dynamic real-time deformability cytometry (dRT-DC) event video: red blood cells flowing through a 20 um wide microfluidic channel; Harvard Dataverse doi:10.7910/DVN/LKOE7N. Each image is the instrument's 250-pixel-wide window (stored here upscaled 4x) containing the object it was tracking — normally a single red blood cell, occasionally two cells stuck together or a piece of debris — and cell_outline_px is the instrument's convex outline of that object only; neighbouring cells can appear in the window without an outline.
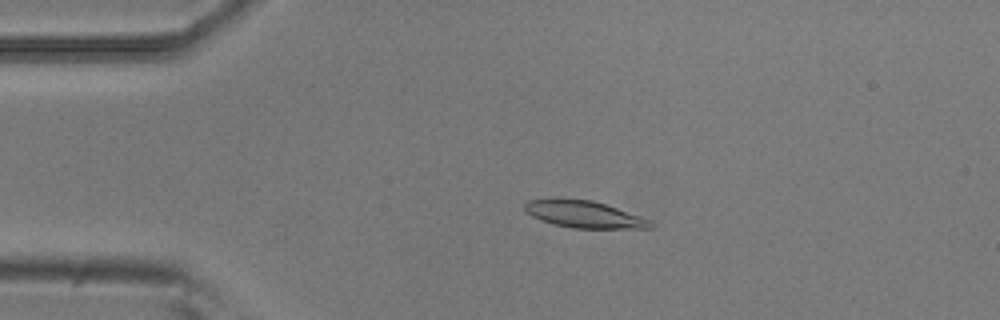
{"species": "common noctule bat (a hibernating species)", "species_latin": "Nyctalus noctula", "temperature_condition": "room temperature", "stored_images_in_passage": 54, "camera_frame_rate_fps": 3000, "um_per_image_px": 0.085, "animal": {"sex": "male", "body_mass_g": 20.5, "forearm_length_mm": 52.5}, "frame": {"image": 1, "passage_image": 11, "time_ms": 3.333, "image_size_px": [1000, 320], "cell_outline_px": [[656, 224], [652, 228], [572, 228], [540, 220], [532, 216], [524, 208], [524, 204], [528, 200], [552, 196], [592, 200], [652, 220]], "centroid_in_image_um": [49.61, 18.18], "position_along_channel_um": 35.4, "area_um2": 20.11}}
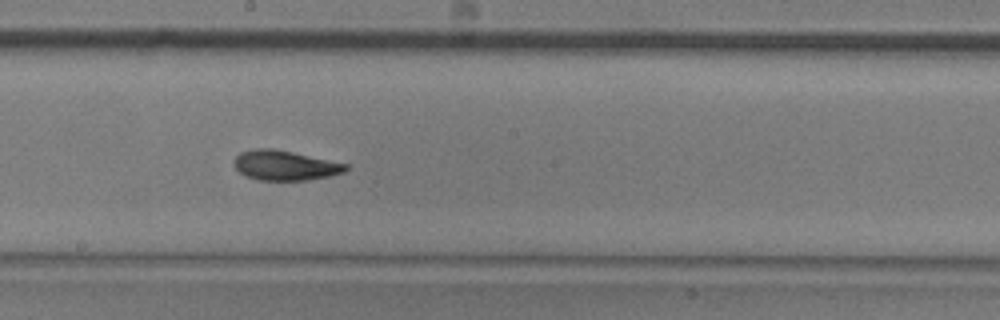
{"frame": {"image": 2, "passage_image": 29, "time_ms": 9.333, "image_size_px": [1000, 320], "cell_outline_px": [[348, 168], [344, 172], [332, 176], [304, 180], [256, 180], [244, 176], [236, 168], [236, 156], [240, 152], [256, 148], [272, 148], [292, 152], [348, 164]], "centroid_in_image_um": [24.23, 14.06], "position_along_channel_um": 224.0, "area_um2": 19.31}}
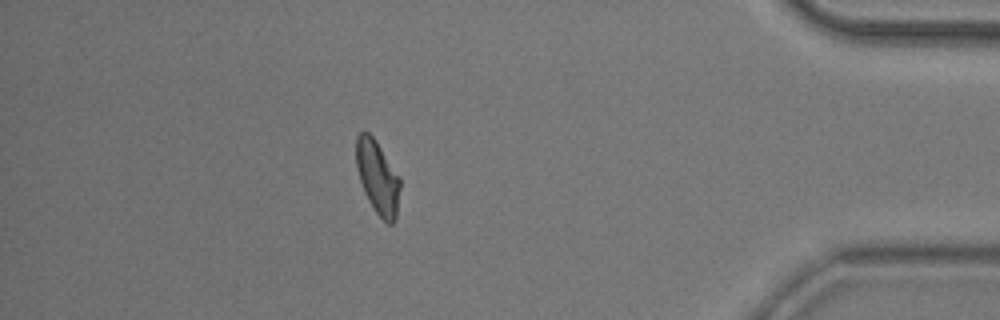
{"frame": {"image": 3, "passage_image": 47, "time_ms": 15.333, "image_size_px": [1000, 320], "cell_outline_px": [[400, 188], [396, 220], [392, 224], [388, 224], [376, 212], [368, 200], [364, 192], [356, 168], [356, 136], [360, 132], [368, 132], [376, 140], [400, 176]], "centroid_in_image_um": [32.1, 15.06], "position_along_channel_um": 403.1, "area_um2": 18.9}, "authors_computed_cell_mechanics": {"area_um2": 19.4786, "velocity_mm_per_s": 3.7292, "shape_relaxation_time_tau1_ms": 4.8122, "shape_relaxation_time_tau2_ms": 2.1047, "deformation_change_tau1": 0.1411, "deformation_change_tau2": 0.087}}